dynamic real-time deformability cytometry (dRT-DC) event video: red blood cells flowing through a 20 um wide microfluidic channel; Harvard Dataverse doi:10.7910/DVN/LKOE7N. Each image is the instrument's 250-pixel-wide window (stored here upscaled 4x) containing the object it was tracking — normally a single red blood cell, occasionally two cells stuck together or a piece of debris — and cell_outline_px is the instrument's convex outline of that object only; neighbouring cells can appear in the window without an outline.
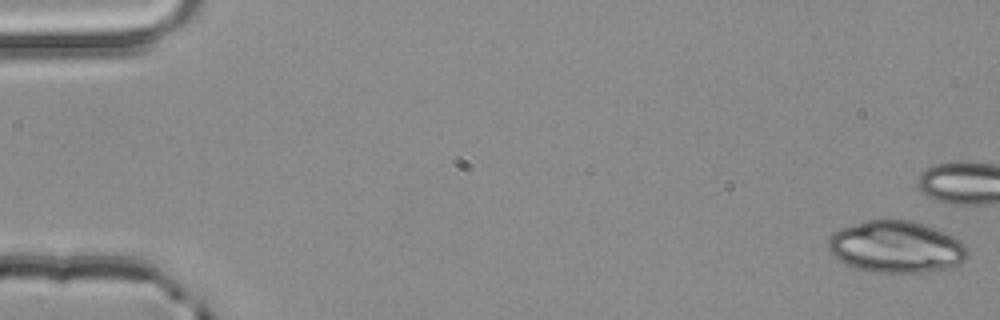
{"species": "common noctule bat (a hibernating species)", "species_latin": "Nyctalus noctula", "temperature_condition": "room temperature", "stored_images_in_passage": 9, "camera_frame_rate_fps": 3000, "um_per_image_px": 0.085, "animal": {"sex": "male", "body_mass_g": 20.4}, "frame": {"image": 1, "passage_image": 1, "time_ms": 0.0, "image_size_px": [1000, 320], "cell_outline_px": [[968, 256], [960, 264], [952, 268], [924, 272], [872, 272], [844, 264], [832, 256], [828, 248], [828, 240], [832, 232], [840, 228], [864, 220], [912, 220], [936, 228], [960, 240], [968, 248]], "centroid_in_image_um": [76.17, 20.98], "position_along_channel_um": 8.8, "area_um2": 42.48}}